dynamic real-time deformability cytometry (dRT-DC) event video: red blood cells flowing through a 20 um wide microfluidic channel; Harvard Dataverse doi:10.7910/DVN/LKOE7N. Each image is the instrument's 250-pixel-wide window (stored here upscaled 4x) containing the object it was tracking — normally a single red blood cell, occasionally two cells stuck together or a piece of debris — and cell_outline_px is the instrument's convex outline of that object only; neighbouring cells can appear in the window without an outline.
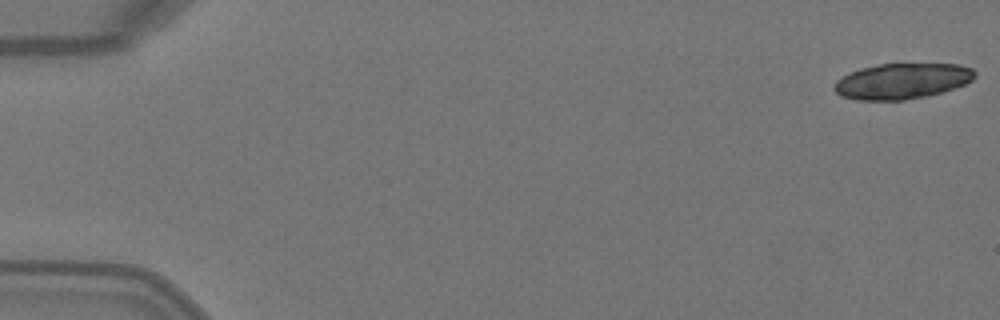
{"species": "Egyptian fruit bat (a non-hibernating species)", "species_latin": "Rousettus aegyptiacus", "temperature_condition": "warm", "stored_images_in_passage": 6, "camera_frame_rate_fps": 3000, "um_per_image_px": 0.085, "animal": {"sex": "female"}, "frame": {"image": 1, "passage_image": 1, "time_ms": 0.0, "image_size_px": [1000, 320], "cell_outline_px": [[976, 76], [972, 80], [964, 84], [928, 96], [904, 100], [856, 100], [840, 96], [832, 88], [836, 80], [860, 68], [880, 64], [960, 64], [972, 68], [976, 72]], "centroid_in_image_um": [76.66, 6.9], "position_along_channel_um": 8.3, "area_um2": 29.19}}
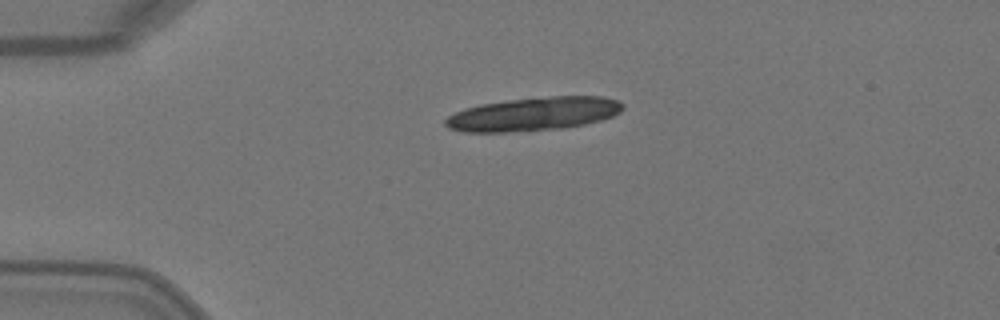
{"frame": {"image": 2, "passage_image": 4, "time_ms": 1.0, "image_size_px": [1000, 320], "cell_outline_px": [[624, 108], [620, 112], [604, 120], [564, 128], [508, 132], [464, 132], [448, 128], [444, 124], [444, 120], [448, 116], [464, 108], [480, 104], [508, 100], [552, 96], [604, 96], [620, 100], [624, 104]], "centroid_in_image_um": [45.38, 9.69], "position_along_channel_um": 39.6, "area_um2": 34.91}}